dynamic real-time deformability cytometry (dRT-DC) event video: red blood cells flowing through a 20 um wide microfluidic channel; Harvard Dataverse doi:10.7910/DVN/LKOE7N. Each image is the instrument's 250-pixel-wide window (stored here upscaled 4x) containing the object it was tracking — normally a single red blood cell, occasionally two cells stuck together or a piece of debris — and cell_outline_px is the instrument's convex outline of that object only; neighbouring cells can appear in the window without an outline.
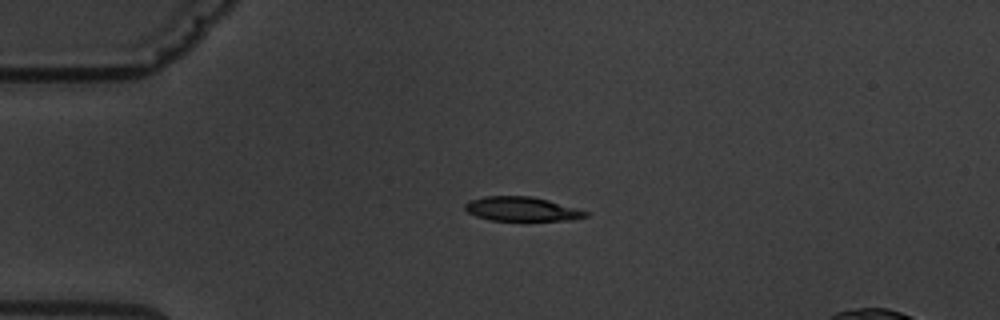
{"species": "common noctule bat (a hibernating species)", "species_latin": "Nyctalus noctula", "temperature_condition": "warm", "stored_images_in_passage": 4, "camera_frame_rate_fps": 3000, "um_per_image_px": 0.085, "animal": {"sex": "male", "body_mass_g": 19.5, "forearm_length_mm": 54.6}, "frame": {"image": 1, "passage_image": 3, "time_ms": 3.333, "image_size_px": [1000, 320], "cell_outline_px": [[588, 216], [572, 220], [492, 220], [476, 216], [468, 212], [464, 208], [464, 204], [468, 200], [484, 196], [532, 196], [548, 200], [576, 208], [588, 212]], "centroid_in_image_um": [44.32, 17.75], "position_along_channel_um": 40.7, "area_um2": 16.94}}